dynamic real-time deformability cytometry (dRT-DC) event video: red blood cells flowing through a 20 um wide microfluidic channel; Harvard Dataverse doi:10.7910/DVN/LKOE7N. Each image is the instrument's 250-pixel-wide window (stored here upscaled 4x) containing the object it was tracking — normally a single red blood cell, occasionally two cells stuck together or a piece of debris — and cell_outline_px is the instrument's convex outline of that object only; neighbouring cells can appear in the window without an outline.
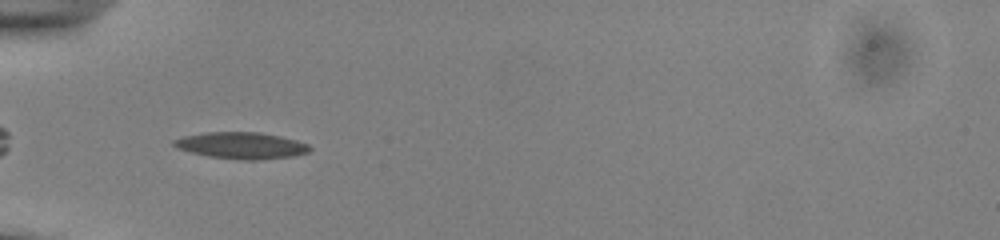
{"species": "common noctule bat (a hibernating species)", "species_latin": "Nyctalus noctula", "temperature_condition": "cold", "stored_images_in_passage": 35, "camera_frame_rate_fps": 3000, "um_per_image_px": 0.085, "animal": {"sex": "male", "body_mass_g": 13.0, "forearm_length_mm": 53.1}, "frame": {"image": 1, "passage_image": 3, "time_ms": 0.667, "image_size_px": [1000, 240], "cell_outline_px": [[312, 148], [308, 152], [296, 156], [256, 160], [244, 160], [208, 156], [176, 148], [172, 144], [172, 140], [184, 136], [208, 132], [260, 132], [280, 136], [296, 140], [308, 144]], "centroid_in_image_um": [20.53, 12.37], "position_along_channel_um": 64.5, "area_um2": 21.04}}
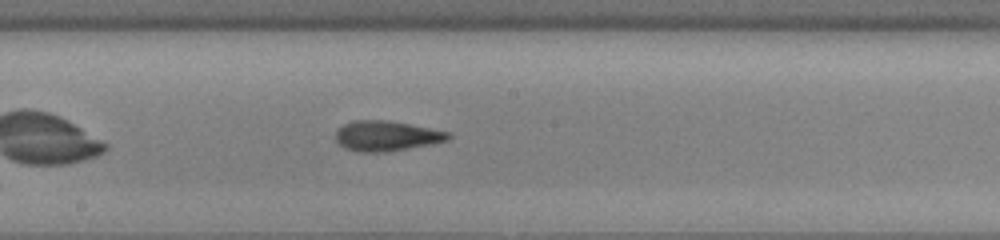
{"frame": {"image": 2, "passage_image": 15, "time_ms": 4.667, "image_size_px": [1000, 240], "cell_outline_px": [[452, 136], [448, 140], [432, 144], [388, 152], [356, 152], [344, 148], [336, 140], [336, 128], [352, 120], [388, 120], [448, 132]], "centroid_in_image_um": [32.81, 11.56], "position_along_channel_um": 215.4, "area_um2": 19.88}}
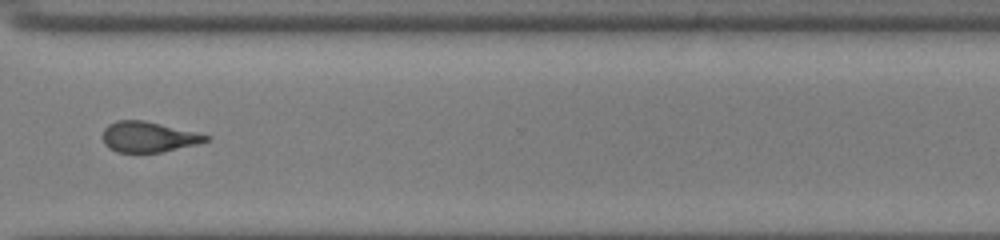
{"frame": {"image": 3, "passage_image": 26, "time_ms": 8.333, "image_size_px": [1000, 240], "cell_outline_px": [[212, 140], [164, 152], [116, 152], [108, 148], [104, 144], [104, 128], [108, 124], [116, 120], [144, 120], [196, 132], [212, 136]], "centroid_in_image_um": [12.64, 11.64], "position_along_channel_um": 358.0, "area_um2": 18.44}, "authors_computed_cell_mechanics": {"area_um2": 19.2474, "velocity_mm_per_s": 3.8924, "shape_relaxation_time_tau1_ms": 4.5101, "shape_relaxation_time_tau2_ms": 1.9521, "deformation_change_tau1": 0.1711, "deformation_change_tau2": 0.1122}}